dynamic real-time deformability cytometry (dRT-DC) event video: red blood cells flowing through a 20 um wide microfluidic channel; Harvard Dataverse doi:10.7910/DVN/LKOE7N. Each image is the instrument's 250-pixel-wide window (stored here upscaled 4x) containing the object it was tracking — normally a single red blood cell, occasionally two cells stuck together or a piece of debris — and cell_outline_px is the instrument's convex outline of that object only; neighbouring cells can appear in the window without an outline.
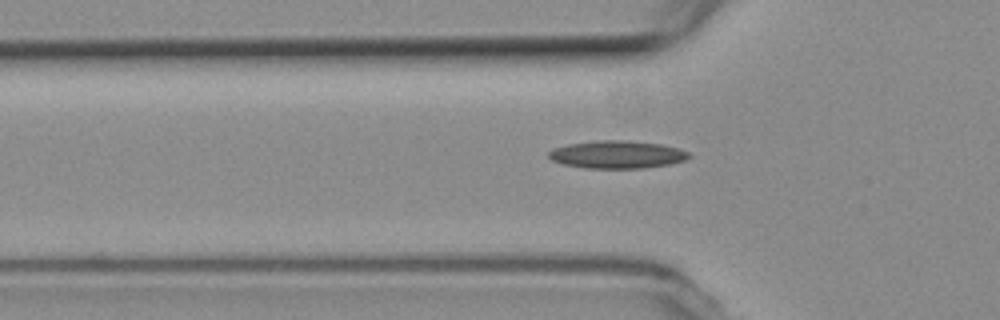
{"species": "common noctule bat (a hibernating species)", "species_latin": "Nyctalus noctula", "temperature_condition": "room temperature", "stored_images_in_passage": 41, "camera_frame_rate_fps": 3000, "um_per_image_px": 0.085, "animal": {"sex": "female", "body_mass_g": 19.3, "forearm_length_mm": 54.1}, "frame": {"image": 1, "passage_image": 6, "time_ms": 1.667, "image_size_px": [1000, 320], "cell_outline_px": [[692, 156], [684, 160], [668, 164], [644, 168], [584, 168], [564, 164], [552, 160], [548, 156], [548, 152], [552, 148], [568, 144], [596, 140], [628, 140], [660, 144], [676, 148], [688, 152]], "centroid_in_image_um": [52.41, 13.13], "position_along_channel_um": 73.4, "area_um2": 22.6}}
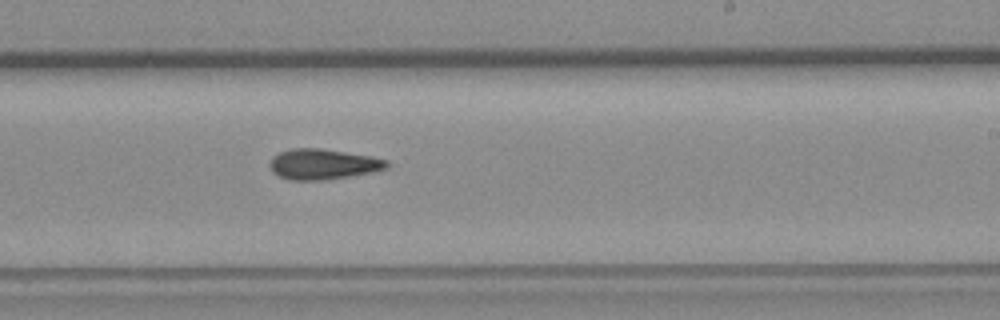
{"frame": {"image": 2, "passage_image": 21, "time_ms": 6.667, "image_size_px": [1000, 320], "cell_outline_px": [[388, 168], [372, 172], [324, 180], [288, 180], [272, 172], [272, 156], [280, 152], [292, 148], [320, 148], [372, 156], [388, 160]], "centroid_in_image_um": [27.48, 13.95], "position_along_channel_um": 261.5, "area_um2": 20.63}}
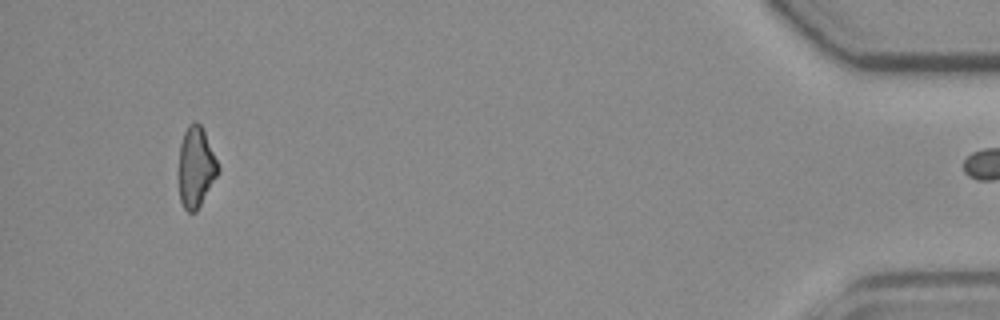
{"frame": {"image": 3, "passage_image": 40, "time_ms": 13.0, "image_size_px": [1000, 320], "cell_outline_px": [[220, 168], [216, 176], [196, 212], [188, 212], [184, 208], [180, 200], [180, 144], [184, 132], [188, 124], [196, 120], [200, 124], [204, 132]], "centroid_in_image_um": [16.65, 14.19], "position_along_channel_um": 418.6, "area_um2": 17.92}}